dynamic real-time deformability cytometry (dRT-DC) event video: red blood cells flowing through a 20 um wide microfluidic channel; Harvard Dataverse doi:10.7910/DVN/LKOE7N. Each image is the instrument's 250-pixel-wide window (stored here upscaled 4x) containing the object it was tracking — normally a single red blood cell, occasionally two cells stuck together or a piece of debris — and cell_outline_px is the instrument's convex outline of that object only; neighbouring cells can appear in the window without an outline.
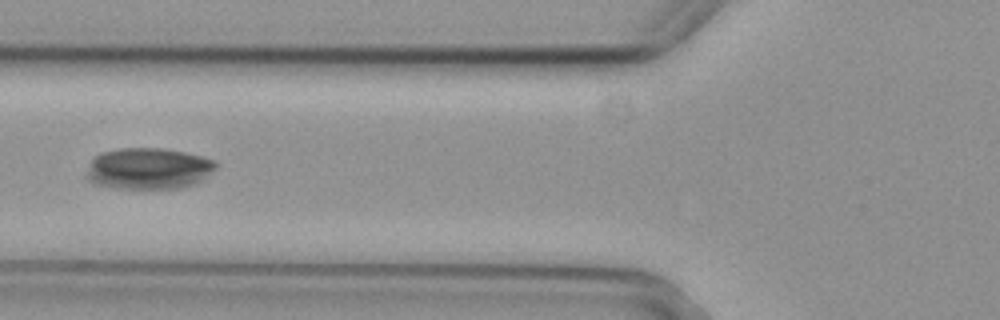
{"species": "common noctule bat (a hibernating species)", "species_latin": "Nyctalus noctula", "temperature_condition": "cold", "stored_images_in_passage": 5, "camera_frame_rate_fps": 3000, "um_per_image_px": 0.085, "animal": {"sex": "female", "body_mass_g": 29.2, "forearm_length_mm": 56.3}, "frame": {"image": 1, "passage_image": 5, "time_ms": 1.333, "image_size_px": [1000, 320], "cell_outline_px": [[216, 168], [204, 180], [196, 184], [184, 188], [116, 188], [92, 184], [84, 176], [92, 160], [100, 152], [120, 148], [164, 148], [184, 152], [216, 160]], "centroid_in_image_um": [12.62, 14.33], "position_along_channel_um": 113.2, "area_um2": 31.56}}